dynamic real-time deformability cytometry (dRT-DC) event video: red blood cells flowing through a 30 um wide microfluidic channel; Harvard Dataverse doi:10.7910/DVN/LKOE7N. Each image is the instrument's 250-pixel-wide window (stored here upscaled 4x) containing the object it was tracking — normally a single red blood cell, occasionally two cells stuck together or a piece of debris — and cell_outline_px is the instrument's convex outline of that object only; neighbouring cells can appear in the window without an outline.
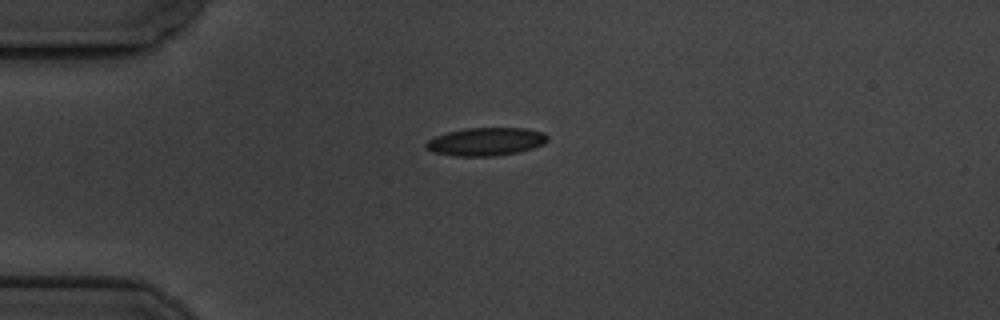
{"species": "common noctule bat (a hibernating species)", "species_latin": "Nyctalus noctula", "temperature_condition": "cold", "stored_images_in_passage": 1, "camera_frame_rate_fps": 3000, "um_per_image_px": 0.085, "animal": {"sex": "male", "body_mass_g": 19.5, "forearm_length_mm": 54.6}, "frame": {"image": 1, "passage_image": 1, "time_ms": 0.0, "image_size_px": [1000, 320], "cell_outline_px": [[548, 140], [544, 144], [532, 148], [516, 152], [496, 156], [456, 156], [432, 152], [424, 148], [424, 144], [428, 140], [436, 136], [448, 132], [468, 128], [524, 128], [544, 132], [548, 136]], "centroid_in_image_um": [41.29, 12.04], "position_along_channel_um": 43.7, "area_um2": 19.88}}